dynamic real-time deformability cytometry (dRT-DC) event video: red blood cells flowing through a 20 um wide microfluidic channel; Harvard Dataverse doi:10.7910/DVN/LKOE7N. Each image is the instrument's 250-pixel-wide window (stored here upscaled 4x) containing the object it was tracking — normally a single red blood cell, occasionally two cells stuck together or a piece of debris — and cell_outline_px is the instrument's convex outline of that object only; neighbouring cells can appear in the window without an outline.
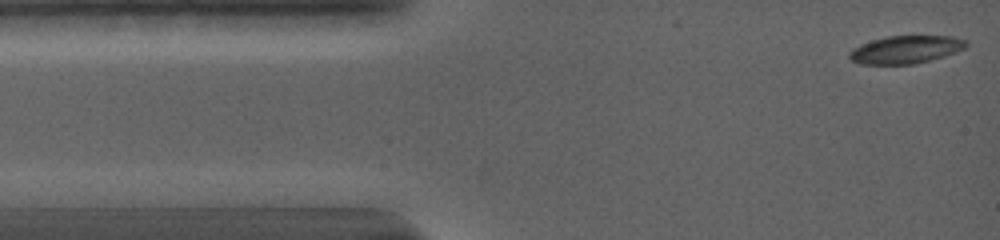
{"species": "common noctule bat (a hibernating species)", "species_latin": "Nyctalus noctula", "temperature_condition": "warm", "stored_images_in_passage": 69, "camera_frame_rate_fps": 5000, "um_per_image_px": 0.085, "animal": {"sex": "female", "body_mass_g": 19.0, "forearm_length_mm": 56.7}, "frame": {"image": 1, "passage_image": 1, "time_ms": 0.0, "image_size_px": [1000, 240], "cell_outline_px": [[968, 44], [964, 48], [956, 52], [944, 56], [912, 64], [860, 64], [852, 60], [848, 56], [848, 52], [852, 48], [860, 44], [884, 36], [952, 36], [968, 40]], "centroid_in_image_um": [76.97, 4.2], "position_along_channel_um": 8.0, "area_um2": 18.96}}
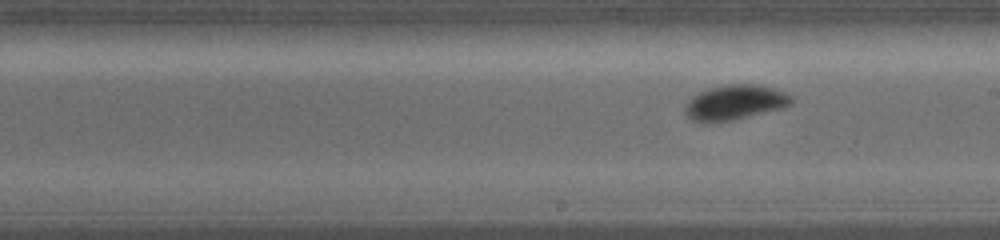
{"frame": {"image": 2, "passage_image": 43, "time_ms": 7.8, "image_size_px": [1000, 240], "cell_outline_px": [[792, 104], [780, 108], [732, 120], [712, 124], [704, 124], [692, 120], [684, 112], [684, 104], [692, 96], [708, 88], [732, 84], [756, 84], [772, 88], [784, 92], [792, 96]], "centroid_in_image_um": [62.39, 8.73], "position_along_channel_um": 226.6, "area_um2": 21.73}}
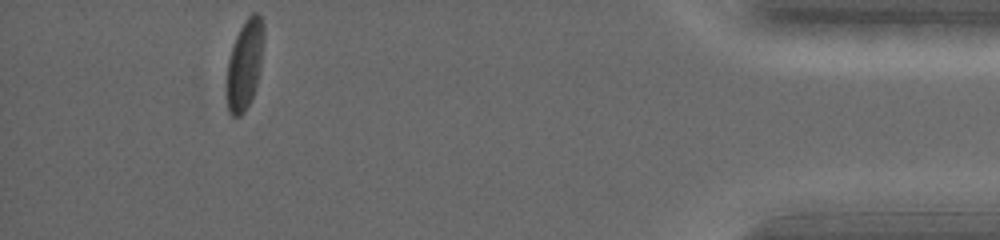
{"frame": {"image": 3, "passage_image": 69, "time_ms": 14.8, "image_size_px": [1000, 240], "cell_outline_px": [[264, 40], [260, 68], [256, 84], [252, 96], [244, 112], [240, 116], [232, 116], [228, 112], [228, 60], [236, 36], [240, 28], [248, 16], [252, 12], [256, 12], [260, 16], [264, 24]], "centroid_in_image_um": [20.83, 5.43], "position_along_channel_um": 414.4, "area_um2": 18.96}, "authors_computed_cell_mechanics": {"area_um2": 19.8832, "velocity_mm_per_s": 3.6902, "shape_relaxation_time_tau1_ms": 1.9533, "shape_relaxation_time_tau2_ms": 1.6233, "deformation_change_tau1": 0.1058, "deformation_change_tau2": 0.0381}}